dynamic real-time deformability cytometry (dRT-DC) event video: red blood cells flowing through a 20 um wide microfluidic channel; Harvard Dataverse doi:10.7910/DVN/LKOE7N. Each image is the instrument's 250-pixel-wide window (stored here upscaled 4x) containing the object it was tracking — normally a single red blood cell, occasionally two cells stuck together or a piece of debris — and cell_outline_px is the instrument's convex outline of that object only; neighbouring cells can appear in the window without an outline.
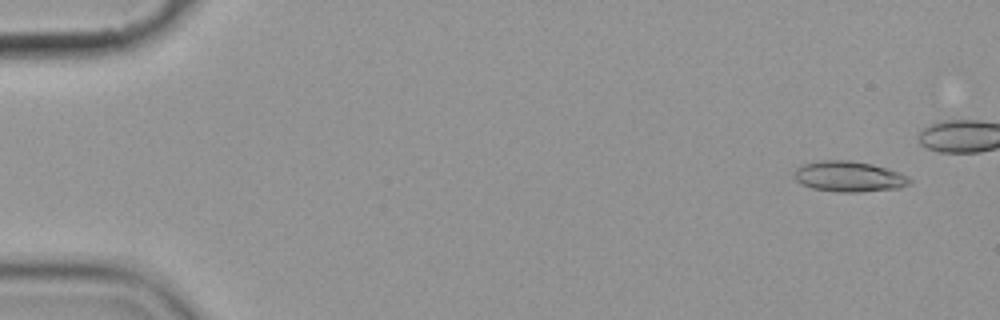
{"species": "common noctule bat (a hibernating species)", "species_latin": "Nyctalus noctula", "temperature_condition": "cold", "stored_images_in_passage": 6, "camera_frame_rate_fps": 3000, "um_per_image_px": 0.085, "animal": {"sex": "female", "body_mass_g": 19.9}, "frame": {"image": 1, "passage_image": 1, "time_ms": 0.0, "image_size_px": [1000, 320], "cell_outline_px": [[912, 184], [900, 188], [860, 192], [836, 192], [812, 188], [800, 184], [796, 180], [796, 168], [800, 164], [824, 160], [848, 160], [872, 164], [908, 176], [912, 180]], "centroid_in_image_um": [72.17, 15.01], "position_along_channel_um": 12.8, "area_um2": 20.58}}
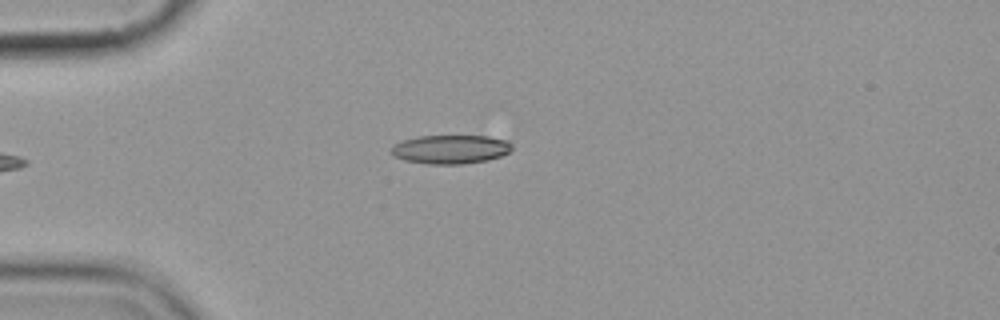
{"frame": {"image": 2, "passage_image": 6, "time_ms": 5.667, "image_size_px": [1000, 320], "cell_outline_px": [[512, 148], [508, 152], [500, 156], [488, 160], [460, 164], [428, 164], [404, 160], [392, 156], [392, 144], [404, 140], [420, 136], [488, 136], [508, 140], [512, 144]], "centroid_in_image_um": [38.29, 12.69], "position_along_channel_um": 46.7, "area_um2": 20.29}}